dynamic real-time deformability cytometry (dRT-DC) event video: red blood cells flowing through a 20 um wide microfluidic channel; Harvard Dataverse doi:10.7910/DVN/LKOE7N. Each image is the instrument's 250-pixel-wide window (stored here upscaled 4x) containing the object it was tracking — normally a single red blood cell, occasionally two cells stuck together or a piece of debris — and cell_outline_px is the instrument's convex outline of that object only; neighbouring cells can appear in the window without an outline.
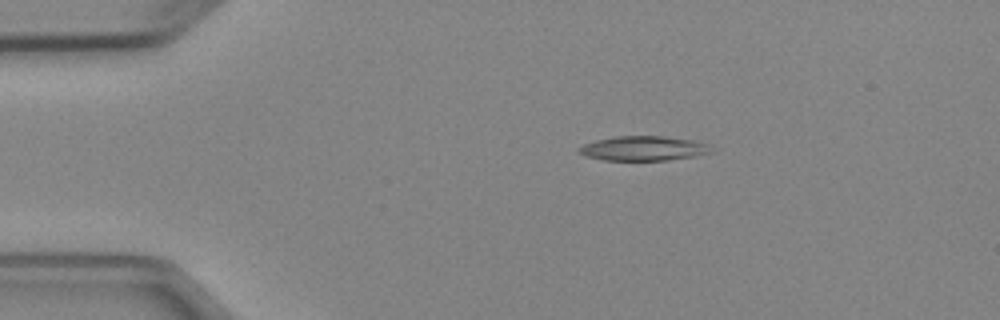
{"species": "Egyptian fruit bat (a non-hibernating species)", "species_latin": "Rousettus aegyptiacus", "temperature_condition": "cold", "stored_images_in_passage": 5, "camera_frame_rate_fps": 3000, "um_per_image_px": 0.085, "animal": {"sex": "female"}, "frame": {"image": 1, "passage_image": 2, "time_ms": 2.0, "image_size_px": [1000, 320], "cell_outline_px": [[712, 152], [696, 156], [668, 160], [604, 160], [588, 156], [580, 152], [576, 148], [584, 144], [596, 140], [616, 136], [664, 136], [696, 140], [712, 144]], "centroid_in_image_um": [54.78, 12.6], "position_along_channel_um": 30.2, "area_um2": 19.07}}
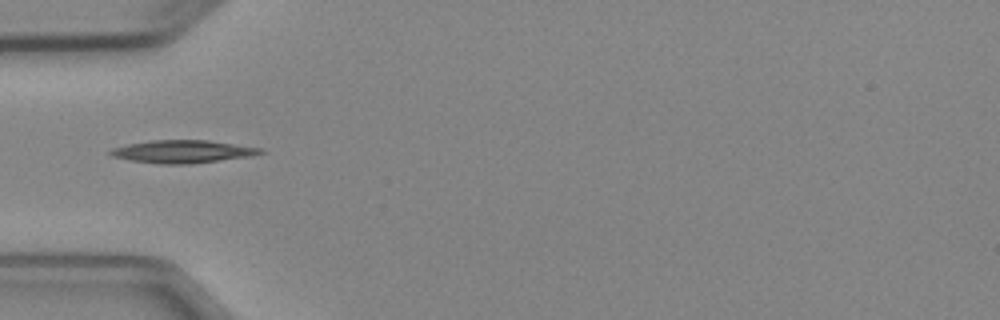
{"frame": {"image": 2, "passage_image": 4, "time_ms": 4.333, "image_size_px": [1000, 320], "cell_outline_px": [[264, 152], [252, 156], [188, 164], [160, 164], [132, 160], [112, 156], [108, 152], [112, 148], [128, 144], [152, 140], [208, 140], [264, 148]], "centroid_in_image_um": [15.56, 12.88], "position_along_channel_um": 69.4, "area_um2": 19.83}}